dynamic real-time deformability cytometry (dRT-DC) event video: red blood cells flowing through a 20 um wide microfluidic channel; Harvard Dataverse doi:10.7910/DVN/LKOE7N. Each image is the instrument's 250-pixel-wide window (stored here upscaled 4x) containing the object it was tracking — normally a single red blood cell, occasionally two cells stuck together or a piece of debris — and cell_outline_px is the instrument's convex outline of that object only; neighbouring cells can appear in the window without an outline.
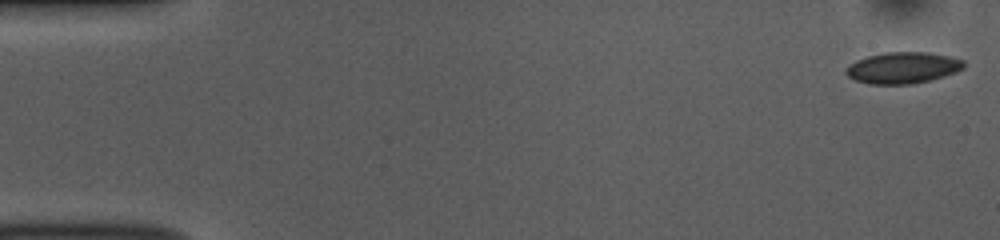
{"species": "common noctule bat (a hibernating species)", "species_latin": "Nyctalus noctula", "temperature_condition": "room temperature", "stored_images_in_passage": 53, "camera_frame_rate_fps": 3000, "um_per_image_px": 0.085, "animal": {"sex": "female", "body_mass_g": 10.0, "forearm_length_mm": 53.1}, "frame": {"image": 1, "passage_image": 1, "time_ms": 0.0, "image_size_px": [1000, 240], "cell_outline_px": [[964, 68], [956, 72], [944, 76], [912, 84], [872, 84], [856, 80], [848, 76], [844, 72], [856, 60], [868, 56], [888, 52], [928, 52], [948, 56], [964, 60]], "centroid_in_image_um": [76.77, 5.76], "position_along_channel_um": 8.2, "area_um2": 21.27}}
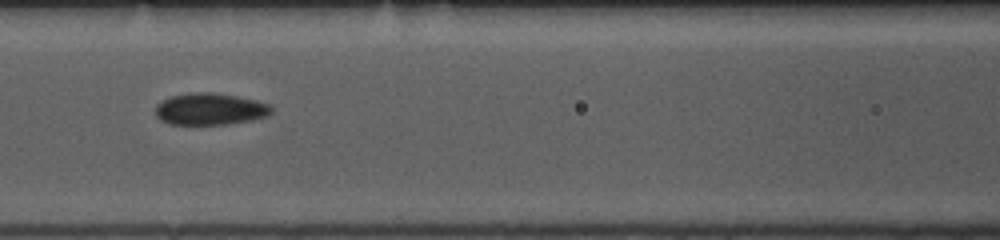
{"frame": {"image": 2, "passage_image": 23, "time_ms": 7.333, "image_size_px": [1000, 240], "cell_outline_px": [[272, 112], [268, 116], [252, 120], [228, 124], [168, 124], [160, 120], [156, 116], [156, 104], [172, 96], [192, 92], [212, 92], [236, 96], [256, 100], [272, 104]], "centroid_in_image_um": [17.88, 9.27], "position_along_channel_um": 148.7, "area_um2": 21.62}}
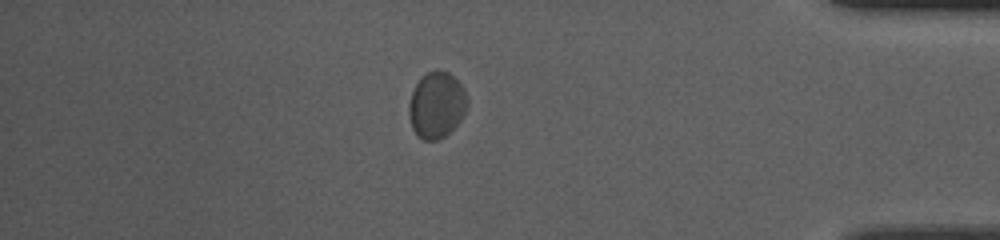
{"frame": {"image": 3, "passage_image": 46, "time_ms": 15.0, "image_size_px": [1000, 240], "cell_outline_px": [[468, 104], [460, 120], [444, 136], [436, 140], [424, 140], [416, 136], [412, 128], [408, 112], [408, 104], [412, 92], [420, 76], [424, 72], [436, 68], [440, 68], [448, 72], [460, 84], [468, 100]], "centroid_in_image_um": [37.07, 8.89], "position_along_channel_um": 398.1, "area_um2": 22.66}, "authors_computed_cell_mechanics": {"area_um2": 21.6172, "velocity_mm_per_s": 3.7061, "shape_relaxation_time_tau1_ms": 1.793, "shape_relaxation_time_tau2_ms": 2.3291, "deformation_change_tau1": 0.0435, "deformation_change_tau2": 0.0665}}